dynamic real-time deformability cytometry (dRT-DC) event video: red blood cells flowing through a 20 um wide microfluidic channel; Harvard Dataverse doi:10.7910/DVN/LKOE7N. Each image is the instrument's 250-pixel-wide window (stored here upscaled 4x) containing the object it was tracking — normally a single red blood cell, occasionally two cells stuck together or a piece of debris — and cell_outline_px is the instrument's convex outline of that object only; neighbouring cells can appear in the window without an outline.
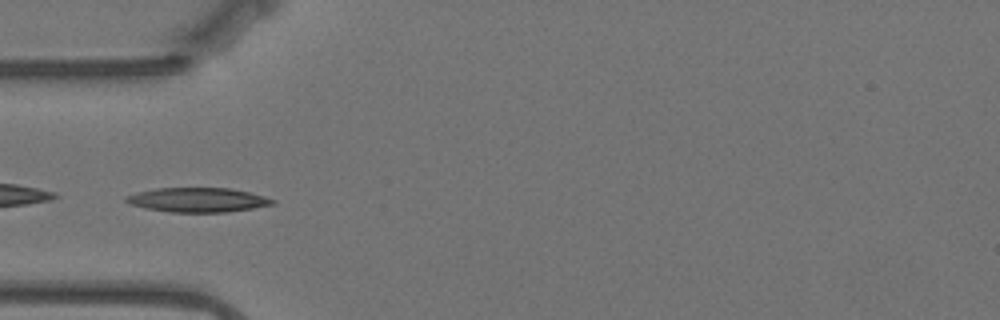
{"species": "Egyptian fruit bat (a non-hibernating species)", "species_latin": "Rousettus aegyptiacus", "temperature_condition": "warm", "stored_images_in_passage": 49, "camera_frame_rate_fps": 3000, "um_per_image_px": 0.085, "animal": {"sex": "female"}, "frame": {"image": 1, "passage_image": 9, "time_ms": 2.667, "image_size_px": [1000, 320], "cell_outline_px": [[276, 204], [228, 212], [168, 212], [144, 208], [128, 204], [124, 200], [124, 196], [136, 192], [156, 188], [232, 188], [264, 196], [276, 200]], "centroid_in_image_um": [16.77, 16.99], "position_along_channel_um": 68.2, "area_um2": 21.04}}
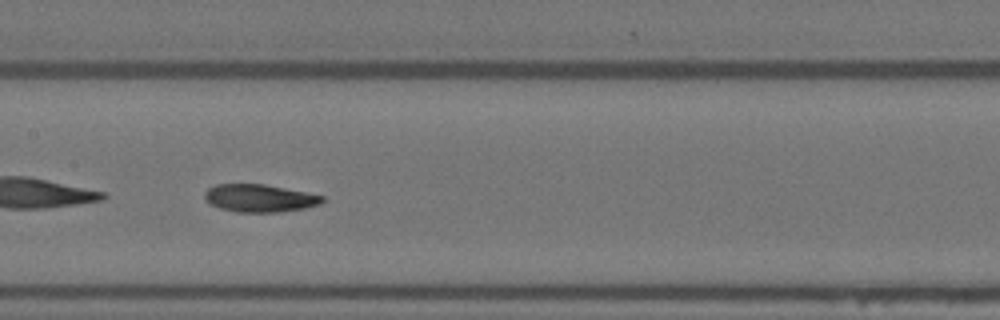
{"frame": {"image": 2, "passage_image": 19, "time_ms": 6.0, "image_size_px": [1000, 320], "cell_outline_px": [[324, 200], [320, 204], [304, 208], [280, 212], [236, 212], [220, 208], [204, 200], [204, 192], [208, 188], [216, 184], [264, 184], [324, 196]], "centroid_in_image_um": [22.03, 16.84], "position_along_channel_um": 185.4, "area_um2": 18.9}}
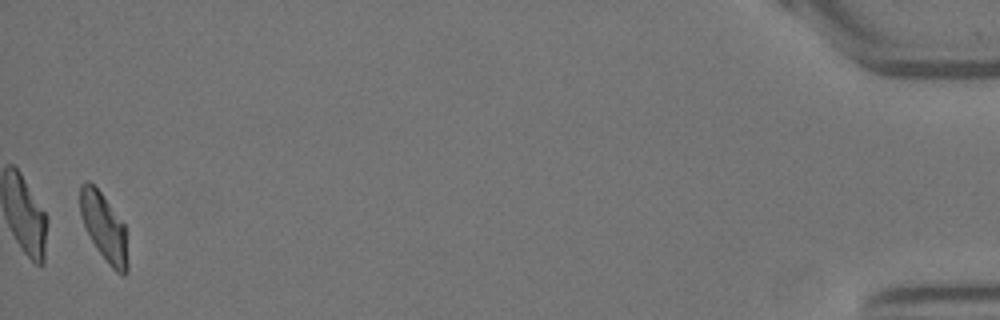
{"frame": {"image": 3, "passage_image": 48, "time_ms": 15.667, "image_size_px": [1000, 320], "cell_outline_px": [[128, 272], [124, 276], [116, 272], [108, 264], [96, 248], [80, 216], [80, 184], [84, 180], [88, 180], [100, 192], [124, 224], [128, 264]], "centroid_in_image_um": [8.84, 19.34], "position_along_channel_um": 426.4, "area_um2": 18.55}, "authors_computed_cell_mechanics": {"area_um2": 19.2474, "velocity_mm_per_s": 3.4784, "shape_relaxation_time_tau1_ms": 6.715, "shape_relaxation_time_tau2_ms": 2.6826, "deformation_change_tau1": 0.1927, "deformation_change_tau2": 0.0749}}